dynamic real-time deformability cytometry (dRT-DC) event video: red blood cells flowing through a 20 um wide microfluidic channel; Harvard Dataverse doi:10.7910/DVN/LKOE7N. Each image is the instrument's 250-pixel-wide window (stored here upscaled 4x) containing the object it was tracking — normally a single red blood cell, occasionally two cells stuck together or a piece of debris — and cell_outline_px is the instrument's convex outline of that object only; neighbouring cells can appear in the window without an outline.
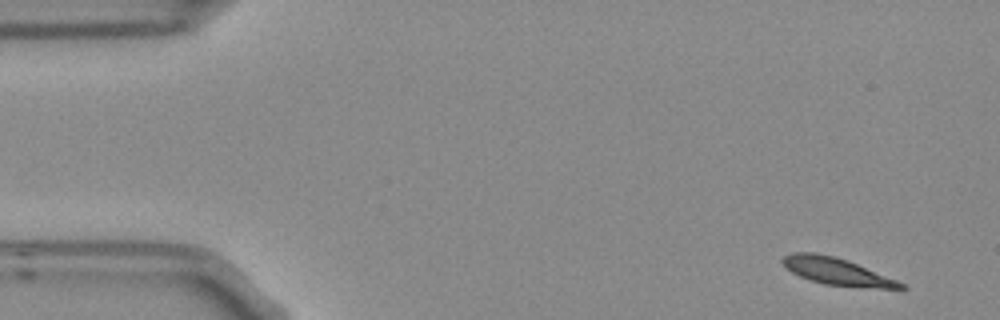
{"species": "Egyptian fruit bat (a non-hibernating species)", "species_latin": "Rousettus aegyptiacus", "temperature_condition": "room temperature", "stored_images_in_passage": 4, "camera_frame_rate_fps": 3000, "um_per_image_px": 0.085, "frame": {"image": 1, "passage_image": 1, "time_ms": 0.0, "image_size_px": [1000, 320], "cell_outline_px": [[908, 288], [880, 288], [824, 284], [800, 276], [784, 268], [780, 260], [784, 256], [792, 252], [816, 252], [848, 260], [896, 280], [904, 284]], "centroid_in_image_um": [71.05, 23.04], "position_along_channel_um": 13.9, "area_um2": 18.38}}
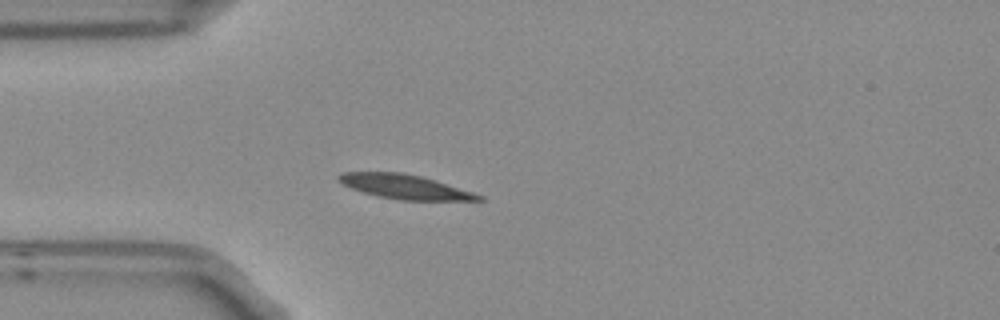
{"frame": {"image": 2, "passage_image": 4, "time_ms": 1.0, "image_size_px": [1000, 320], "cell_outline_px": [[488, 200], [400, 200], [376, 196], [352, 188], [336, 180], [336, 176], [344, 172], [400, 172], [420, 176], [436, 180], [484, 196]], "centroid_in_image_um": [34.41, 15.87], "position_along_channel_um": 50.6, "area_um2": 19.77}}